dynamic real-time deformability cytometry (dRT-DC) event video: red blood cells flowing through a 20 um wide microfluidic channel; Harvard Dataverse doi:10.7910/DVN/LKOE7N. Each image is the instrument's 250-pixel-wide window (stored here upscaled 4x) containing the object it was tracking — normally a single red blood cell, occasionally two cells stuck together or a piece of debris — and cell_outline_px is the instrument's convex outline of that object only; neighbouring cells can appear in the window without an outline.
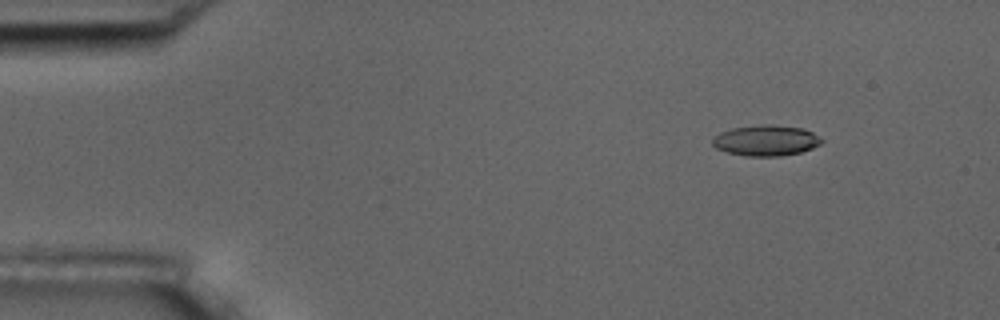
{"species": "common noctule bat (a hibernating species)", "species_latin": "Nyctalus noctula", "temperature_condition": "room temperature", "stored_images_in_passage": 6, "camera_frame_rate_fps": 3000, "um_per_image_px": 0.085, "animal": {"sex": "male", "body_mass_g": 17.5, "forearm_length_mm": 52.3}, "frame": {"image": 1, "passage_image": 2, "time_ms": 0.333, "image_size_px": [1000, 320], "cell_outline_px": [[824, 140], [820, 144], [812, 148], [800, 152], [780, 156], [744, 156], [728, 152], [716, 148], [712, 144], [712, 140], [720, 132], [732, 128], [760, 124], [772, 124], [804, 128], [812, 132]], "centroid_in_image_um": [65.11, 11.93], "position_along_channel_um": 19.9, "area_um2": 19.59}}
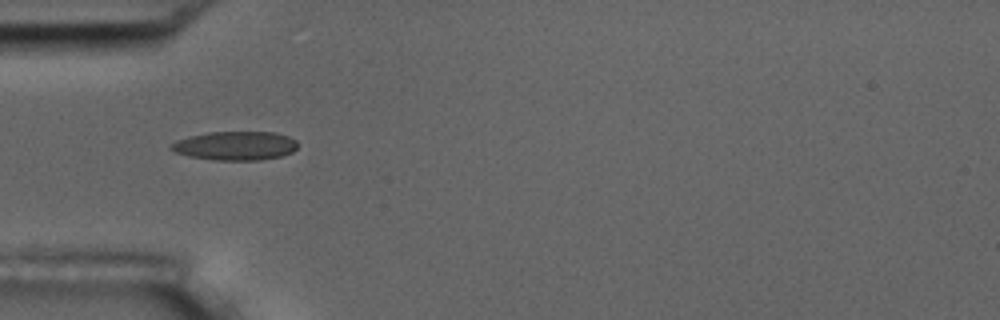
{"frame": {"image": 2, "passage_image": 5, "time_ms": 1.333, "image_size_px": [1000, 320], "cell_outline_px": [[296, 148], [292, 152], [280, 156], [260, 160], [212, 160], [188, 156], [176, 152], [168, 148], [176, 140], [188, 136], [208, 132], [276, 132], [288, 136], [296, 140]], "centroid_in_image_um": [19.98, 12.38], "position_along_channel_um": 65.0, "area_um2": 21.33}}